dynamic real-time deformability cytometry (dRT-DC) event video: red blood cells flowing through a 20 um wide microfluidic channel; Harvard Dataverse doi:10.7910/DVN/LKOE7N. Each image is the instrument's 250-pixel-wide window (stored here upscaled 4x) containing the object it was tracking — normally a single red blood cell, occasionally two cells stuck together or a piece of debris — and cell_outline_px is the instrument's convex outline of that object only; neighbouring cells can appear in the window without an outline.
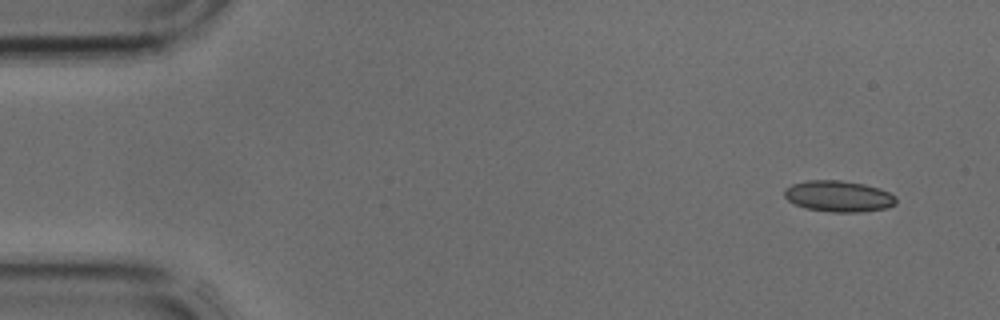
{"species": "common noctule bat (a hibernating species)", "species_latin": "Nyctalus noctula", "temperature_condition": "cold", "stored_images_in_passage": 4, "camera_frame_rate_fps": 3000, "um_per_image_px": 0.085, "animal": {"sex": "male", "body_mass_g": 17.9, "forearm_length_mm": 54.2}, "frame": {"image": 1, "passage_image": 1, "time_ms": 0.0, "image_size_px": [1000, 320], "cell_outline_px": [[896, 204], [884, 208], [860, 212], [832, 212], [804, 208], [788, 200], [784, 196], [784, 188], [792, 184], [808, 180], [840, 180], [864, 184], [880, 188], [896, 196]], "centroid_in_image_um": [71.26, 16.67], "position_along_channel_um": 13.7, "area_um2": 20.29}}
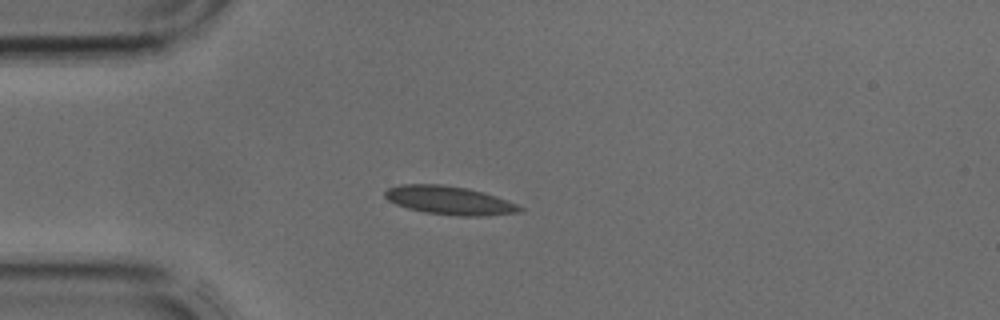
{"frame": {"image": 2, "passage_image": 4, "time_ms": 1.0, "image_size_px": [1000, 320], "cell_outline_px": [[524, 208], [520, 212], [488, 216], [460, 216], [424, 212], [408, 208], [396, 204], [388, 200], [384, 196], [384, 192], [388, 188], [400, 184], [440, 184], [468, 188], [484, 192], [496, 196], [516, 204]], "centroid_in_image_um": [38.2, 17.03], "position_along_channel_um": 46.8, "area_um2": 22.43}}